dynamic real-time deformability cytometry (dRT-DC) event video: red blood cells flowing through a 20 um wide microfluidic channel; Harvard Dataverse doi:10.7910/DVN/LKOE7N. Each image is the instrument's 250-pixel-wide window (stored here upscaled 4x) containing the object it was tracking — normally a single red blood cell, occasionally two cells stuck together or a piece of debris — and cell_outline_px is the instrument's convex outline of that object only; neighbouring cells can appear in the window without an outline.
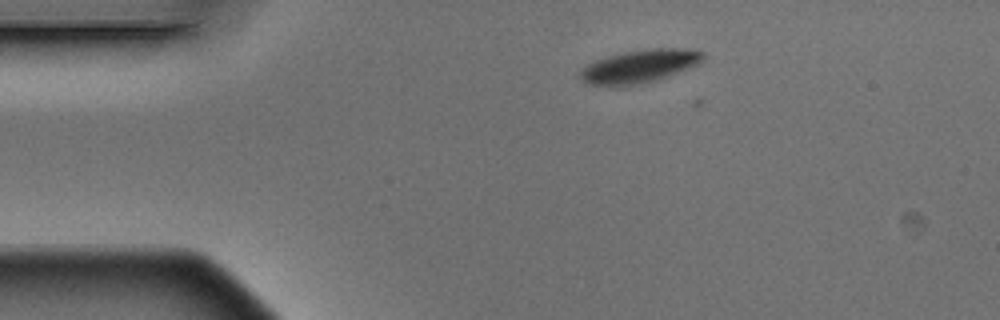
{"species": "Egyptian fruit bat (a non-hibernating species)", "species_latin": "Rousettus aegyptiacus", "temperature_condition": "warm", "stored_images_in_passage": 3, "segment_of_instrument_passage": [1, 2], "camera_frame_rate_fps": 3000, "um_per_image_px": 0.085, "animal": {"sex": "male"}, "frame": {"image": 1, "passage_image": 1, "time_ms": 0.0, "image_size_px": [1000, 320], "cell_outline_px": [[704, 56], [696, 64], [688, 68], [660, 80], [624, 88], [616, 88], [584, 84], [580, 80], [580, 72], [592, 60], [624, 52], [652, 48], [696, 48], [704, 52]], "centroid_in_image_um": [54.31, 5.67], "position_along_channel_um": 30.7, "area_um2": 24.51}}